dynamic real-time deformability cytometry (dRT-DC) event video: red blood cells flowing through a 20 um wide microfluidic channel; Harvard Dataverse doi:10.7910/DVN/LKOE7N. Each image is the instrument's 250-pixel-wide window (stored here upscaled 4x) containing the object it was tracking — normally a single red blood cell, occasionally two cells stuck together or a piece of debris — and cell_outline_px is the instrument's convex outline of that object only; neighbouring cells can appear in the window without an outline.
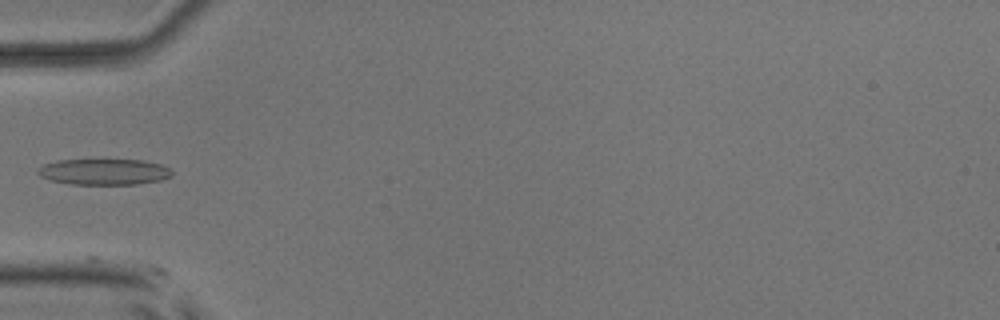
{"species": "common noctule bat (a hibernating species)", "species_latin": "Nyctalus noctula", "temperature_condition": "room temperature", "stored_images_in_passage": 2, "camera_frame_rate_fps": 3000, "um_per_image_px": 0.085, "animal": {"sex": "male", "body_mass_g": 17.9, "forearm_length_mm": 54.2}, "frame": {"image": 1, "passage_image": 2, "time_ms": 1.0, "image_size_px": [1000, 320], "cell_outline_px": [[172, 176], [160, 180], [136, 184], [72, 184], [48, 180], [40, 176], [36, 172], [44, 164], [56, 160], [144, 160], [160, 164], [168, 168], [172, 172]], "centroid_in_image_um": [8.82, 14.6], "position_along_channel_um": 76.2, "area_um2": 20.23}}